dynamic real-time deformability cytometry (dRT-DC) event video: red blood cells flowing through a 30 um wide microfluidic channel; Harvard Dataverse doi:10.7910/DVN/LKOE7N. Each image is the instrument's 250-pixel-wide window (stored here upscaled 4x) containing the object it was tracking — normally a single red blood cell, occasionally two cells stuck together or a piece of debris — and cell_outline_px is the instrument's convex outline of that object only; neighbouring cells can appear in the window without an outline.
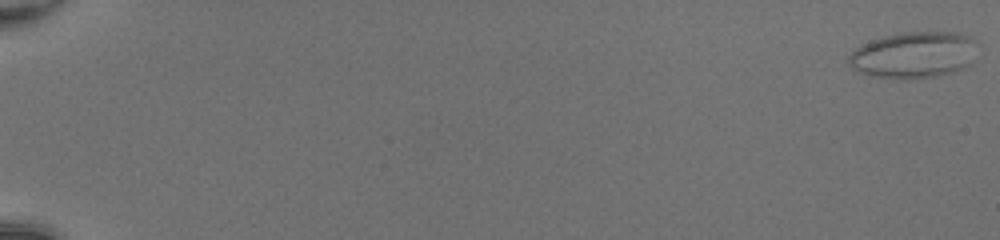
{"species": "common noctule bat (a hibernating species)", "species_latin": "Nyctalus noctula", "temperature_condition": "room temperature", "stored_images_in_passage": 52, "segment_of_instrument_passage": [1, 2], "camera_frame_rate_fps": 3000, "um_per_image_px": 0.085, "animal": {"sex": "female", "body_mass_g": 20.0, "forearm_length_mm": 54.0}, "frame": {"image": 1, "passage_image": 1, "time_ms": 0.0, "image_size_px": [1000, 240], "cell_outline_px": [[980, 44], [968, 64], [964, 68], [952, 72], [936, 76], [900, 80], [872, 76], [860, 72], [852, 68], [848, 64], [848, 56], [856, 48], [872, 40], [884, 36], [900, 32], [956, 32], [968, 36], [976, 40]], "centroid_in_image_um": [77.68, 4.67], "position_along_channel_um": 7.3, "area_um2": 35.03}}
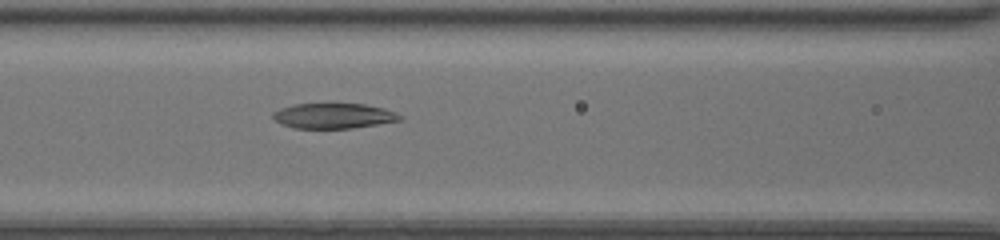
{"frame": {"image": 2, "passage_image": 26, "time_ms": 8.333, "image_size_px": [1000, 240], "cell_outline_px": [[404, 120], [352, 128], [292, 128], [280, 124], [272, 116], [272, 112], [280, 108], [292, 104], [364, 104], [384, 108], [396, 112], [404, 116]], "centroid_in_image_um": [28.38, 9.85], "position_along_channel_um": 138.2, "area_um2": 18.84}}
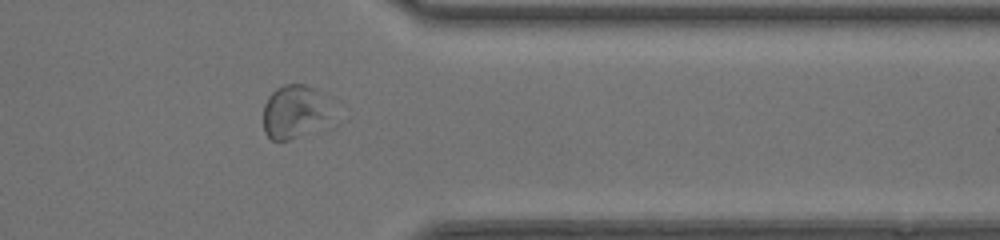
{"frame": {"image": 3, "passage_image": 44, "time_ms": 14.333, "image_size_px": [1000, 240], "cell_outline_px": [[324, 120], [296, 136], [288, 140], [272, 140], [264, 132], [264, 104], [268, 96], [276, 88], [284, 84], [304, 84], [316, 88], [324, 116]], "centroid_in_image_um": [24.79, 9.46], "position_along_channel_um": 386.6, "area_um2": 19.25}}